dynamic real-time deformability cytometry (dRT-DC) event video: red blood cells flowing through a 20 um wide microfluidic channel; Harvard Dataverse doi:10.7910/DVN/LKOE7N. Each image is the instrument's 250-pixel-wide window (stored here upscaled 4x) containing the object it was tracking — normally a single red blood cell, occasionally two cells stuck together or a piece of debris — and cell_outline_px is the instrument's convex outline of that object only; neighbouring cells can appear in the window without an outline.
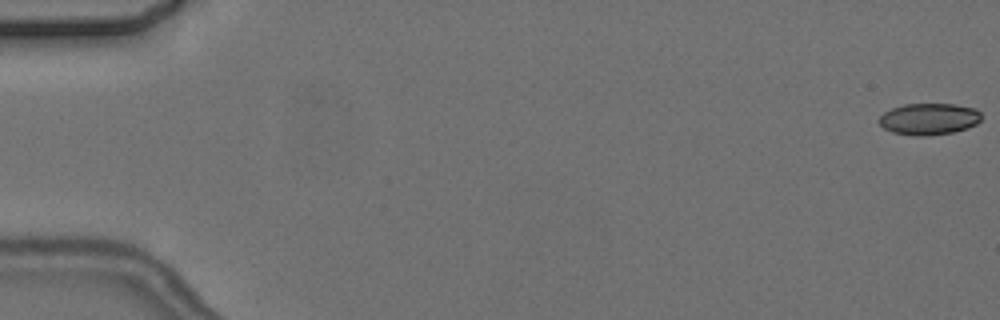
{"species": "common noctule bat (a hibernating species)", "species_latin": "Nyctalus noctula", "temperature_condition": "cold", "stored_images_in_passage": 6, "camera_frame_rate_fps": 3000, "um_per_image_px": 0.085, "animal": {"sex": "female", "body_mass_g": 24.6, "forearm_length_mm": 56.2}, "frame": {"image": 1, "passage_image": 1, "time_ms": 0.0, "image_size_px": [1000, 320], "cell_outline_px": [[980, 120], [976, 124], [968, 128], [952, 132], [924, 136], [916, 136], [892, 132], [884, 128], [880, 124], [880, 116], [884, 112], [892, 108], [904, 104], [956, 104], [976, 108], [980, 112]], "centroid_in_image_um": [78.97, 10.11], "position_along_channel_um": 6.0, "area_um2": 18.79}}
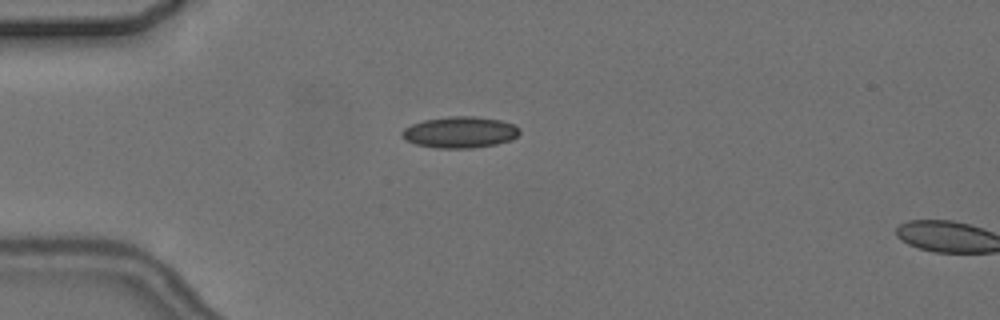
{"frame": {"image": 2, "passage_image": 5, "time_ms": 5.0, "image_size_px": [1000, 320], "cell_outline_px": [[520, 132], [512, 140], [496, 144], [472, 148], [436, 148], [416, 144], [400, 136], [400, 132], [404, 128], [412, 124], [424, 120], [448, 116], [476, 116], [500, 120], [512, 124], [520, 128]], "centroid_in_image_um": [39.09, 11.24], "position_along_channel_um": 45.9, "area_um2": 21.5}}